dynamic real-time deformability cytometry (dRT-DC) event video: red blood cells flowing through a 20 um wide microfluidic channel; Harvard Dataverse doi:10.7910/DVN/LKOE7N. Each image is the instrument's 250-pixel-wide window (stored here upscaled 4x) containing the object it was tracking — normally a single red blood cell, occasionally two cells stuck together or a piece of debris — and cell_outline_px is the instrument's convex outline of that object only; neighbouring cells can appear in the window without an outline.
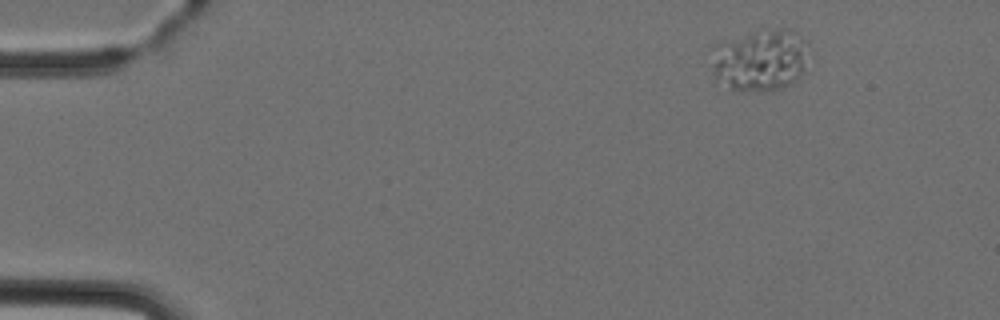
{"species": "Egyptian fruit bat (a non-hibernating species)", "species_latin": "Rousettus aegyptiacus", "temperature_condition": "cold", "stored_images_in_passage": 4, "camera_frame_rate_fps": 3000, "um_per_image_px": 0.085, "animal": {"sex": "female"}, "frame": {"image": 1, "passage_image": 1, "time_ms": 0.0, "image_size_px": [1000, 320], "cell_outline_px": [[808, 40], [804, 72], [796, 80], [784, 88], [772, 92], [756, 92], [732, 88], [716, 80], [712, 72], [712, 44], [720, 40], [752, 32], [780, 28], [792, 28]], "centroid_in_image_um": [64.62, 5.09], "position_along_channel_um": 20.4, "area_um2": 36.07}}
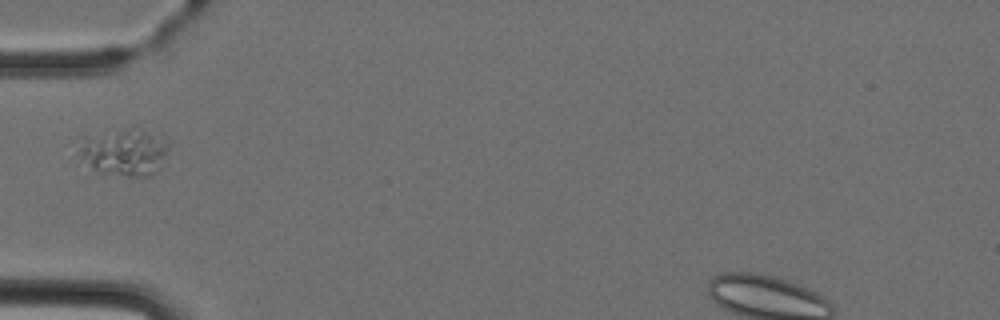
{"frame": {"image": 2, "passage_image": 4, "time_ms": 3.667, "image_size_px": [1000, 320], "cell_outline_px": [[172, 144], [160, 168], [156, 172], [148, 176], [128, 176], [96, 172], [80, 156], [80, 136], [132, 124], [136, 124]], "centroid_in_image_um": [10.58, 12.85], "position_along_channel_um": 74.4, "area_um2": 25.84}}